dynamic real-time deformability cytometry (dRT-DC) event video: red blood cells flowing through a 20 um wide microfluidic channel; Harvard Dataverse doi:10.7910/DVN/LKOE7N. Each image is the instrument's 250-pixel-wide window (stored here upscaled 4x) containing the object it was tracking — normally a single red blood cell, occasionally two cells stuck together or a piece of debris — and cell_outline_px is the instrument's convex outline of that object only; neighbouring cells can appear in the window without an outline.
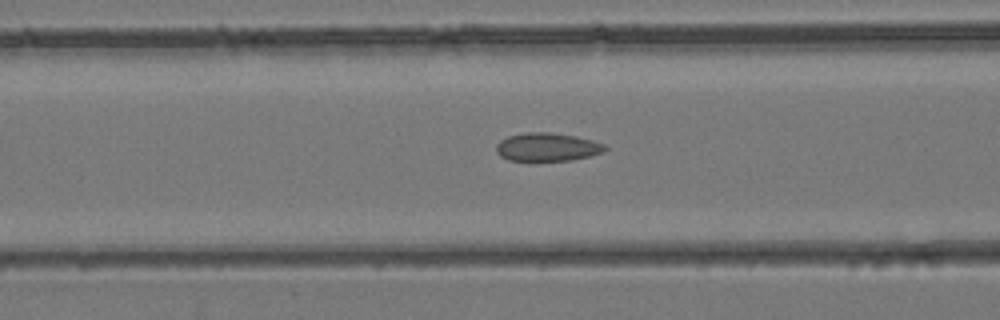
{"species": "common noctule bat (a hibernating species)", "species_latin": "Nyctalus noctula", "temperature_condition": "room temperature", "stored_images_in_passage": 40, "camera_frame_rate_fps": 3000, "um_per_image_px": 0.085, "animal": {"sex": "female", "body_mass_g": 24.6, "forearm_length_mm": 56.2}, "frame": {"image": 1, "passage_image": 16, "time_ms": 5.0, "image_size_px": [1000, 320], "cell_outline_px": [[608, 148], [604, 152], [572, 160], [508, 160], [500, 156], [496, 152], [496, 144], [500, 140], [508, 136], [524, 132], [552, 132], [576, 136], [592, 140], [604, 144]], "centroid_in_image_um": [46.5, 12.48], "position_along_channel_um": 120.1, "area_um2": 17.98}}
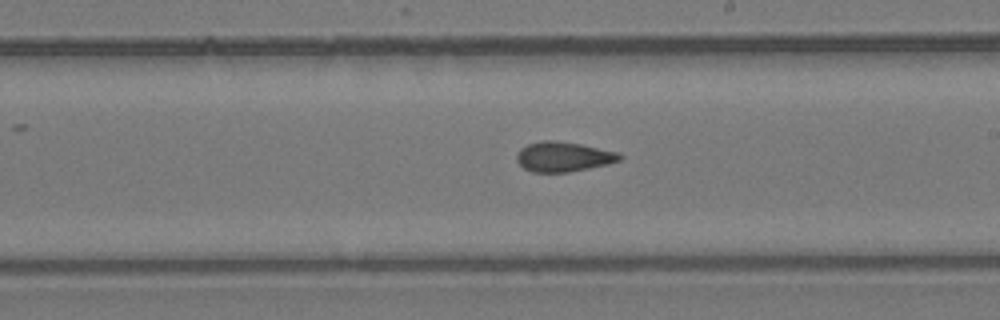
{"frame": {"image": 2, "passage_image": 23, "time_ms": 7.333, "image_size_px": [1000, 320], "cell_outline_px": [[624, 156], [620, 160], [608, 164], [568, 172], [532, 172], [524, 168], [516, 160], [516, 156], [520, 148], [528, 144], [540, 140], [556, 140], [580, 144], [620, 152]], "centroid_in_image_um": [47.9, 13.31], "position_along_channel_um": 241.1, "area_um2": 18.03}}
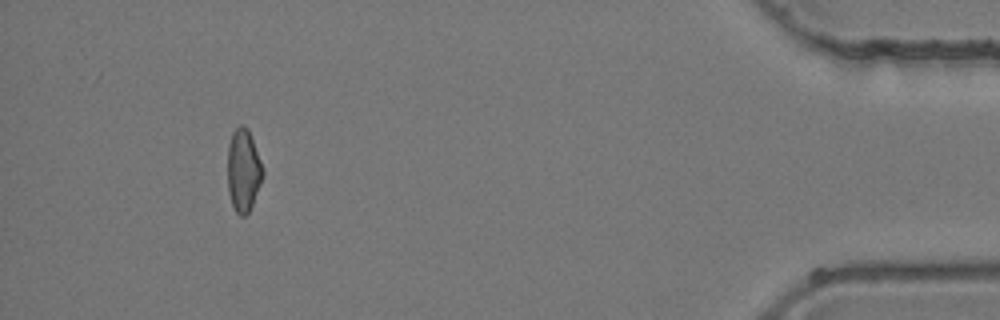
{"frame": {"image": 3, "passage_image": 37, "time_ms": 12.0, "image_size_px": [1000, 320], "cell_outline_px": [[264, 176], [252, 204], [248, 212], [244, 216], [240, 216], [236, 212], [232, 204], [228, 192], [228, 144], [232, 132], [240, 124], [244, 124], [248, 128], [264, 168]], "centroid_in_image_um": [20.69, 14.45], "position_along_channel_um": 414.5, "area_um2": 17.11}}